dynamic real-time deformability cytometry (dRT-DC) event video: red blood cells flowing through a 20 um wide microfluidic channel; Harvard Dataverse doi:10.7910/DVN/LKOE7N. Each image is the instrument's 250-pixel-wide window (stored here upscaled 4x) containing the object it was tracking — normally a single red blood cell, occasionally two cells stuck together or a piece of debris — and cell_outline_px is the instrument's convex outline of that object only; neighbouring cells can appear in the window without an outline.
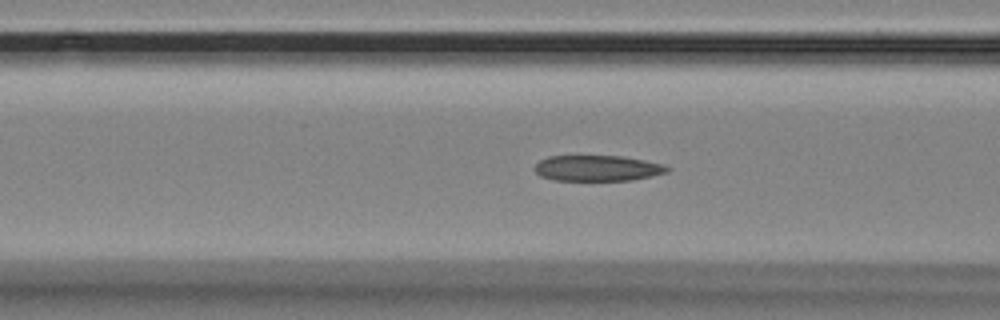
{"species": "Egyptian fruit bat (a non-hibernating species)", "species_latin": "Rousettus aegyptiacus", "temperature_condition": "room temperature", "stored_images_in_passage": 48, "camera_frame_rate_fps": 3000, "um_per_image_px": 0.085, "animal": {"sex": "female"}, "frame": {"image": 1, "passage_image": 20, "time_ms": 6.333, "image_size_px": [1000, 320], "cell_outline_px": [[672, 168], [668, 172], [652, 176], [632, 180], [556, 180], [540, 176], [536, 172], [536, 164], [540, 160], [548, 156], [620, 156], [644, 160], [660, 164]], "centroid_in_image_um": [50.8, 14.29], "position_along_channel_um": 115.8, "area_um2": 19.71}}
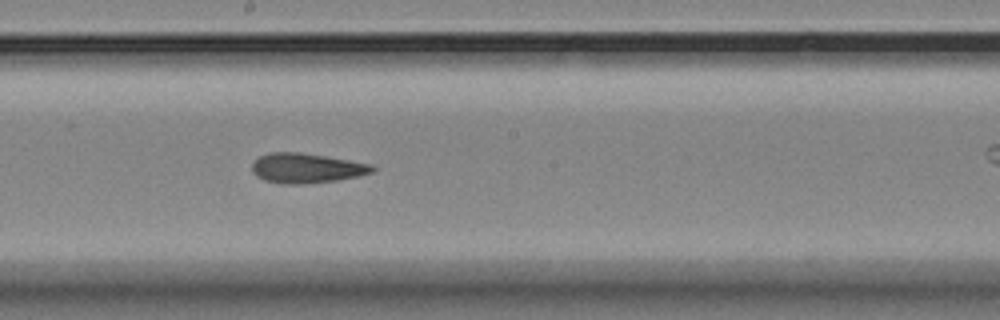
{"frame": {"image": 2, "passage_image": 29, "time_ms": 9.333, "image_size_px": [1000, 320], "cell_outline_px": [[376, 168], [372, 172], [356, 176], [336, 180], [300, 184], [284, 184], [264, 180], [256, 176], [252, 172], [252, 164], [260, 156], [268, 152], [300, 152], [372, 164]], "centroid_in_image_um": [26.01, 14.29], "position_along_channel_um": 222.2, "area_um2": 20.69}}
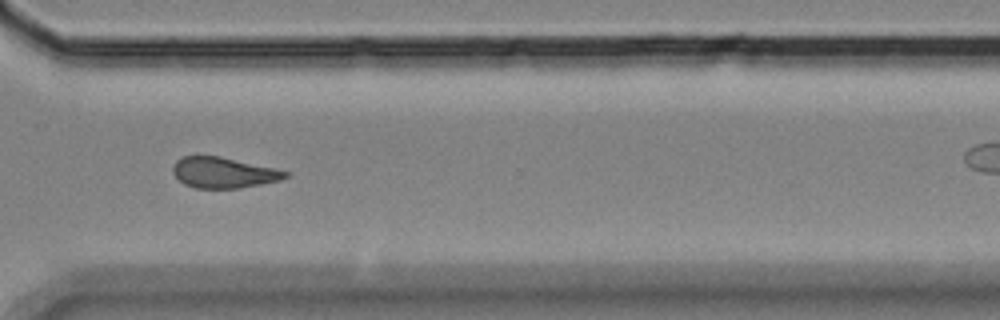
{"frame": {"image": 3, "passage_image": 40, "time_ms": 13.0, "image_size_px": [1000, 320], "cell_outline_px": [[288, 176], [280, 180], [240, 188], [196, 188], [184, 184], [172, 172], [172, 168], [176, 160], [184, 156], [220, 156], [272, 168], [288, 172]], "centroid_in_image_um": [18.96, 14.67], "position_along_channel_um": 351.6, "area_um2": 19.83}}